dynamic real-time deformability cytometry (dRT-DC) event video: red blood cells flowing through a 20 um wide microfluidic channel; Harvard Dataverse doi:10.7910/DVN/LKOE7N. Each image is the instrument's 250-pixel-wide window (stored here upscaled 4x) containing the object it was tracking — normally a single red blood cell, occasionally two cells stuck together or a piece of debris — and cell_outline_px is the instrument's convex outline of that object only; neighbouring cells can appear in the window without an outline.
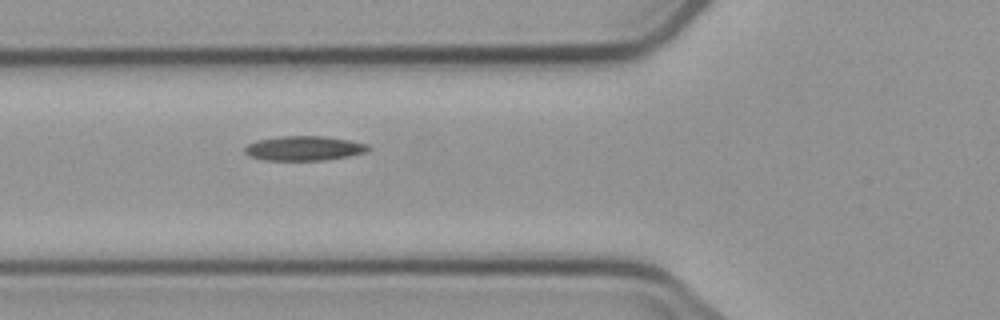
{"species": "common noctule bat (a hibernating species)", "species_latin": "Nyctalus noctula", "temperature_condition": "cold", "stored_images_in_passage": 5, "camera_frame_rate_fps": 3000, "um_per_image_px": 0.085, "animal": {"sex": "male", "body_mass_g": 23.1, "forearm_length_mm": 52.7}, "frame": {"image": 1, "passage_image": 5, "time_ms": 4.667, "image_size_px": [1000, 320], "cell_outline_px": [[372, 148], [368, 152], [348, 156], [324, 160], [264, 160], [248, 156], [244, 152], [244, 148], [248, 144], [256, 140], [280, 136], [324, 136], [348, 140], [368, 144]], "centroid_in_image_um": [25.84, 12.6], "position_along_channel_um": 100.0, "area_um2": 17.8}}